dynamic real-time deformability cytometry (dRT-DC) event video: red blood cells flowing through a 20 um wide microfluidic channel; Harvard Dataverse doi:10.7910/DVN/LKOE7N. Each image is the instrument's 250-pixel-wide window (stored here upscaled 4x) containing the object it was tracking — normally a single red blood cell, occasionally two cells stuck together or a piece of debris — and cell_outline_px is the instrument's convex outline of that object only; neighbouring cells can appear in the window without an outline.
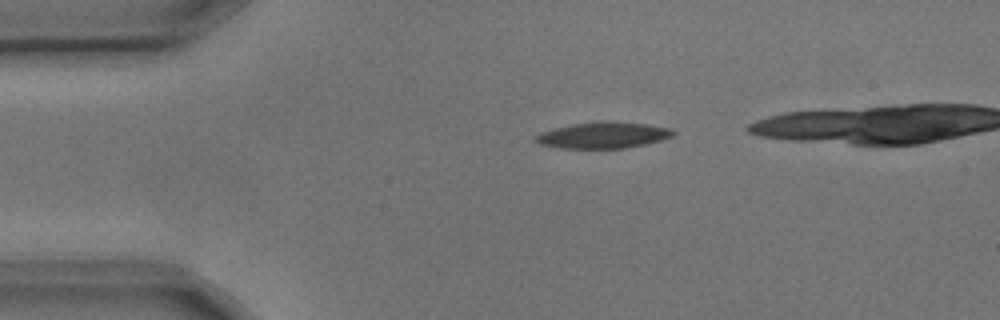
{"species": "common noctule bat (a hibernating species)", "species_latin": "Nyctalus noctula", "temperature_condition": "cold", "stored_images_in_passage": 3, "camera_frame_rate_fps": 3000, "um_per_image_px": 0.085, "animal": {"sex": "male", "body_mass_g": 17.9, "forearm_length_mm": 54.2}, "frame": {"image": 1, "passage_image": 3, "time_ms": 0.667, "image_size_px": [1000, 320], "cell_outline_px": [[676, 132], [672, 136], [660, 140], [644, 144], [624, 148], [560, 148], [540, 144], [536, 140], [536, 136], [540, 132], [572, 124], [600, 120], [612, 120], [648, 124], [672, 128]], "centroid_in_image_um": [51.31, 11.47], "position_along_channel_um": 33.7, "area_um2": 21.1}}